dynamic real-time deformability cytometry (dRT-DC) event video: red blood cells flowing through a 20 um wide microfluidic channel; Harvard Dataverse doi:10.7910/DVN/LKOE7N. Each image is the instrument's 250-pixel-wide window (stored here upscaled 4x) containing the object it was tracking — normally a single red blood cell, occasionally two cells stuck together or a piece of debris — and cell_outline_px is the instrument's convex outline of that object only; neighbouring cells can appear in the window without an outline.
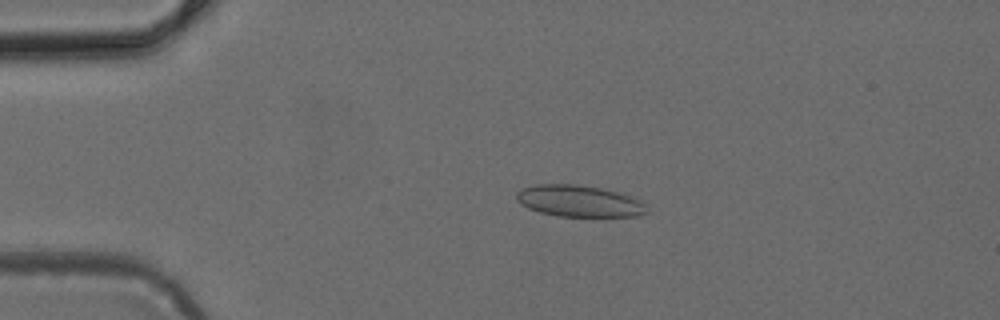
{"species": "common noctule bat (a hibernating species)", "species_latin": "Nyctalus noctula", "temperature_condition": "cold", "stored_images_in_passage": 49, "camera_frame_rate_fps": 3000, "um_per_image_px": 0.085, "animal": {"sex": "female", "body_mass_g": 24.6, "forearm_length_mm": 56.2}, "frame": {"image": 1, "passage_image": 11, "time_ms": 3.333, "image_size_px": [1000, 320], "cell_outline_px": [[648, 212], [636, 216], [560, 216], [540, 212], [528, 208], [520, 204], [516, 200], [516, 192], [524, 188], [536, 184], [576, 184], [600, 188], [620, 192], [640, 200], [644, 204]], "centroid_in_image_um": [49.21, 17.08], "position_along_channel_um": 35.8, "area_um2": 23.87}}
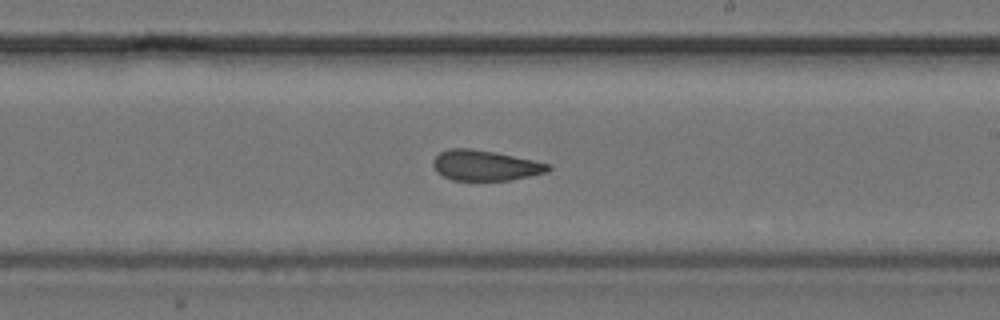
{"frame": {"image": 2, "passage_image": 29, "time_ms": 9.333, "image_size_px": [1000, 320], "cell_outline_px": [[552, 168], [548, 172], [508, 180], [452, 180], [436, 172], [432, 164], [432, 160], [440, 152], [448, 148], [472, 148], [496, 152], [552, 164]], "centroid_in_image_um": [41.23, 14.05], "position_along_channel_um": 247.8, "area_um2": 20.52}}
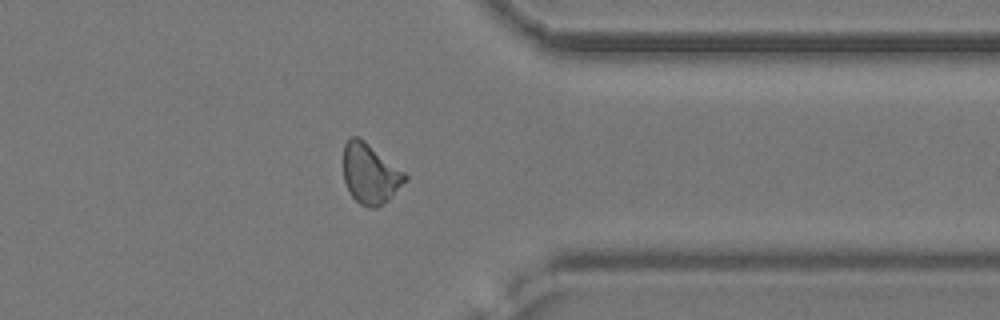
{"frame": {"image": 3, "passage_image": 39, "time_ms": 12.667, "image_size_px": [1000, 320], "cell_outline_px": [[408, 180], [388, 200], [376, 208], [368, 208], [360, 204], [352, 196], [344, 180], [344, 144], [352, 136], [356, 136], [364, 140], [404, 172], [408, 176]], "centroid_in_image_um": [31.47, 14.78], "position_along_channel_um": 379.9, "area_um2": 21.39}}